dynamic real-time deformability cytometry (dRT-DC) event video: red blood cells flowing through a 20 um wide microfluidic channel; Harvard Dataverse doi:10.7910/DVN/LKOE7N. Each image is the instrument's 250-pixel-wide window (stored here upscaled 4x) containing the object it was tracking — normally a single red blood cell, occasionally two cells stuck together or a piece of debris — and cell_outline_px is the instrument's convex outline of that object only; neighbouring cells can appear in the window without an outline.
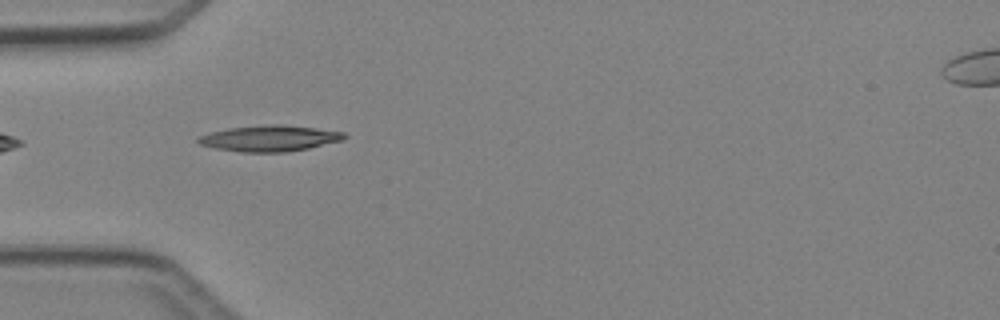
{"species": "Egyptian fruit bat (a non-hibernating species)", "species_latin": "Rousettus aegyptiacus", "temperature_condition": "cold", "stored_images_in_passage": 2, "camera_frame_rate_fps": 3000, "um_per_image_px": 0.085, "animal": {"sex": "female"}, "frame": {"image": 1, "passage_image": 1, "time_ms": 0.0, "image_size_px": [1000, 320], "cell_outline_px": [[348, 136], [344, 140], [308, 148], [284, 152], [240, 152], [216, 148], [200, 144], [196, 140], [200, 136], [208, 132], [228, 128], [272, 124], [280, 124], [344, 132]], "centroid_in_image_um": [22.91, 11.76], "position_along_channel_um": 62.1, "area_um2": 21.96}}
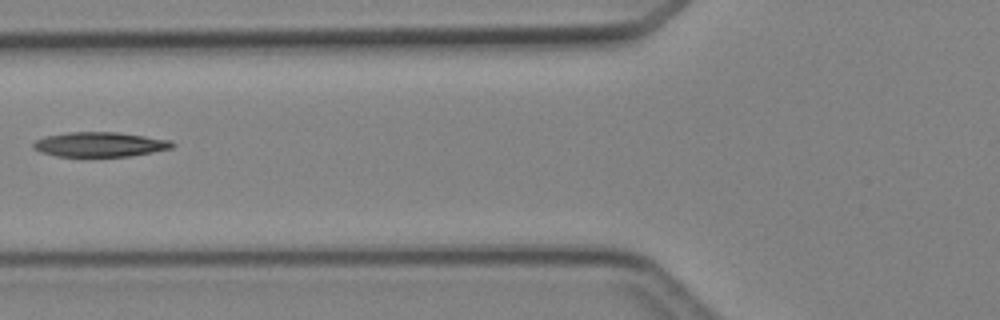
{"frame": {"image": 2, "passage_image": 2, "time_ms": 1.333, "image_size_px": [1000, 320], "cell_outline_px": [[176, 144], [172, 148], [132, 156], [56, 156], [40, 152], [32, 148], [32, 144], [36, 140], [44, 136], [68, 132], [116, 132], [144, 136], [168, 140]], "centroid_in_image_um": [8.44, 12.27], "position_along_channel_um": 117.4, "area_um2": 19.94}}